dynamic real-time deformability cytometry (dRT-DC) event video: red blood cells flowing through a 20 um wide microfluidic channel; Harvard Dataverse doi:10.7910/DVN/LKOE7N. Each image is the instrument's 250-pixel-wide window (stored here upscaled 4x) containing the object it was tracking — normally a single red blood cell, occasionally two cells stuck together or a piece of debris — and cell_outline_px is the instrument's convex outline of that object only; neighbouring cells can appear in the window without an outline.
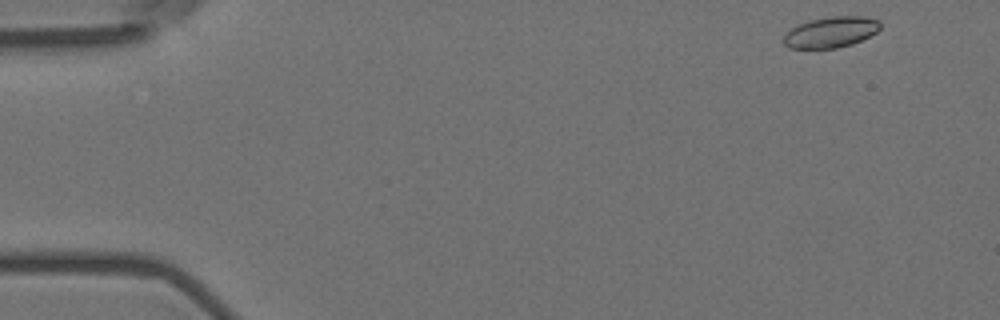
{"species": "Egyptian fruit bat (a non-hibernating species)", "species_latin": "Rousettus aegyptiacus", "temperature_condition": "room temperature", "stored_images_in_passage": 4, "camera_frame_rate_fps": 3000, "um_per_image_px": 0.085, "animal": {"sex": "female"}, "frame": {"image": 1, "passage_image": 1, "time_ms": 0.0, "image_size_px": [1000, 320], "cell_outline_px": [[880, 28], [876, 32], [852, 44], [836, 48], [788, 48], [784, 44], [784, 36], [792, 28], [808, 20], [832, 16], [864, 16], [880, 20]], "centroid_in_image_um": [70.64, 2.72], "position_along_channel_um": 14.4, "area_um2": 17.22}}
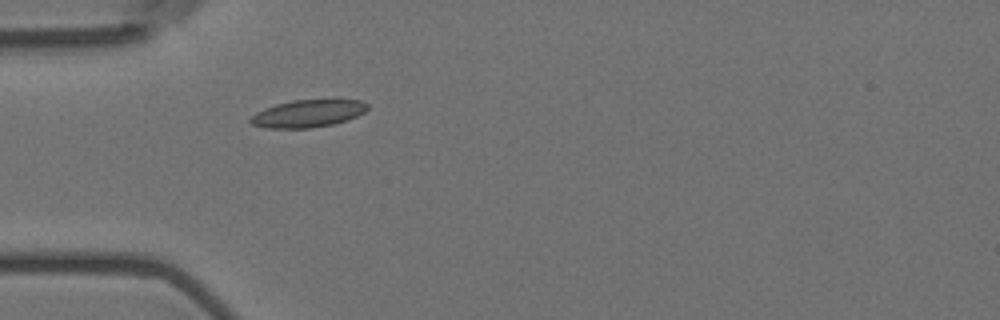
{"frame": {"image": 2, "passage_image": 4, "time_ms": 1.0, "image_size_px": [1000, 320], "cell_outline_px": [[368, 108], [364, 112], [348, 120], [332, 124], [308, 128], [268, 128], [252, 124], [248, 120], [256, 112], [264, 108], [276, 104], [292, 100], [360, 100], [368, 104]], "centroid_in_image_um": [26.16, 9.65], "position_along_channel_um": 58.8, "area_um2": 18.55}}